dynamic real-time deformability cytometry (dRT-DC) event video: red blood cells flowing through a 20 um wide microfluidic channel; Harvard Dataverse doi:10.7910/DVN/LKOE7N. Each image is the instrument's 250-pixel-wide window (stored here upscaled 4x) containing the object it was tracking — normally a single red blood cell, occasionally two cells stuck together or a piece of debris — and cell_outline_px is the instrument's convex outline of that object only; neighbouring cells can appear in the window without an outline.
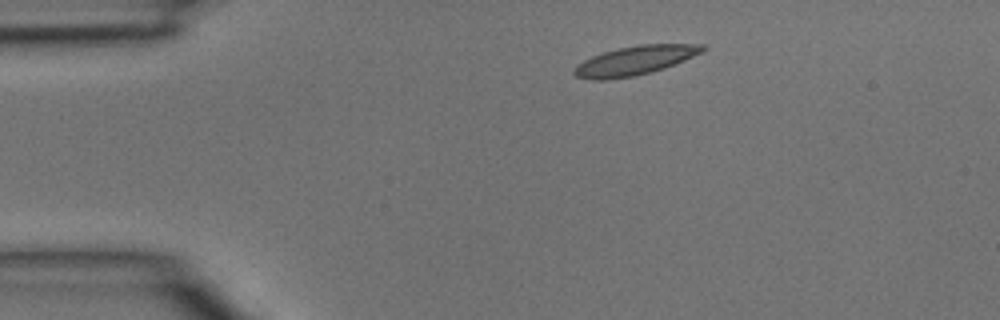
{"species": "common noctule bat (a hibernating species)", "species_latin": "Nyctalus noctula", "temperature_condition": "room temperature", "stored_images_in_passage": 2, "camera_frame_rate_fps": 3000, "um_per_image_px": 0.085, "animal": {"sex": "male", "body_mass_g": 15.6}, "frame": {"image": 1, "passage_image": 2, "time_ms": 0.333, "image_size_px": [1000, 320], "cell_outline_px": [[708, 48], [704, 52], [664, 68], [652, 72], [636, 76], [604, 80], [588, 80], [576, 76], [572, 72], [572, 68], [584, 60], [592, 56], [604, 52], [620, 48], [640, 44], [704, 44]], "centroid_in_image_um": [53.97, 5.15], "position_along_channel_um": 31.0, "area_um2": 21.91}}